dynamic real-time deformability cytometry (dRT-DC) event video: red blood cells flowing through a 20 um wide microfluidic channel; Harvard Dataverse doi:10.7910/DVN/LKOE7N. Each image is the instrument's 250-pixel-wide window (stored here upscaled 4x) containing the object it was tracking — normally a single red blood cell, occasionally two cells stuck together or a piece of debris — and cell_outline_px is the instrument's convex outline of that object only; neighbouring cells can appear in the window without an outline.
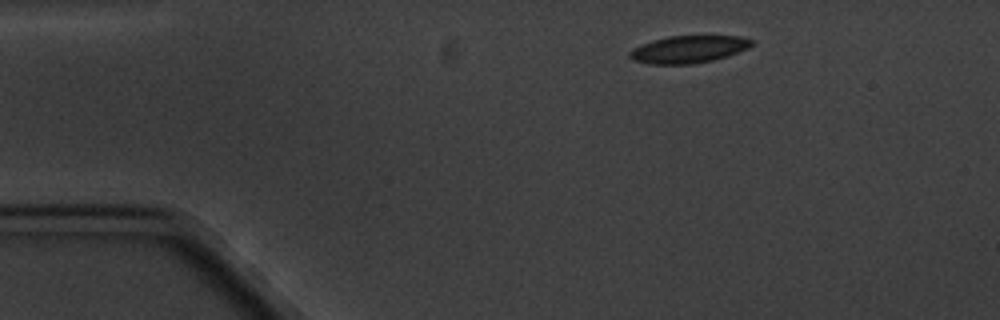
{"species": "common noctule bat (a hibernating species)", "species_latin": "Nyctalus noctula", "temperature_condition": "cold", "stored_images_in_passage": 3, "camera_frame_rate_fps": 3000, "um_per_image_px": 0.085, "animal": {"sex": "male", "body_mass_g": 20.1, "forearm_length_mm": 53.5}, "frame": {"image": 1, "passage_image": 1, "time_ms": 0.0, "image_size_px": [1000, 320], "cell_outline_px": [[756, 40], [748, 48], [728, 56], [712, 60], [692, 64], [648, 64], [632, 60], [628, 56], [628, 52], [652, 40], [668, 36], [740, 36]], "centroid_in_image_um": [58.54, 4.19], "position_along_channel_um": 26.5, "area_um2": 19.42}}